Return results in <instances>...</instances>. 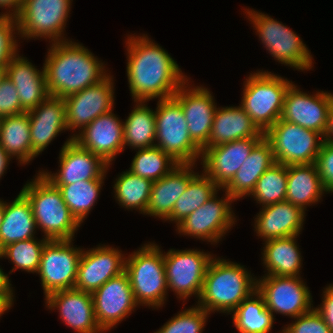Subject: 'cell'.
<instances>
[{
  "label": "cell",
  "instance_id": "obj_39",
  "mask_svg": "<svg viewBox=\"0 0 333 333\" xmlns=\"http://www.w3.org/2000/svg\"><path fill=\"white\" fill-rule=\"evenodd\" d=\"M136 154L131 161V173L152 182L169 174L179 163L159 147L136 149Z\"/></svg>",
  "mask_w": 333,
  "mask_h": 333
},
{
  "label": "cell",
  "instance_id": "obj_18",
  "mask_svg": "<svg viewBox=\"0 0 333 333\" xmlns=\"http://www.w3.org/2000/svg\"><path fill=\"white\" fill-rule=\"evenodd\" d=\"M189 78L173 95L180 103L191 139L203 149L212 131L217 103L204 85L190 84Z\"/></svg>",
  "mask_w": 333,
  "mask_h": 333
},
{
  "label": "cell",
  "instance_id": "obj_16",
  "mask_svg": "<svg viewBox=\"0 0 333 333\" xmlns=\"http://www.w3.org/2000/svg\"><path fill=\"white\" fill-rule=\"evenodd\" d=\"M92 297L96 322L105 333L116 327L139 307L125 271L109 279L92 293Z\"/></svg>",
  "mask_w": 333,
  "mask_h": 333
},
{
  "label": "cell",
  "instance_id": "obj_25",
  "mask_svg": "<svg viewBox=\"0 0 333 333\" xmlns=\"http://www.w3.org/2000/svg\"><path fill=\"white\" fill-rule=\"evenodd\" d=\"M306 212L288 201L260 207L254 218V232L264 242L300 235L303 230Z\"/></svg>",
  "mask_w": 333,
  "mask_h": 333
},
{
  "label": "cell",
  "instance_id": "obj_9",
  "mask_svg": "<svg viewBox=\"0 0 333 333\" xmlns=\"http://www.w3.org/2000/svg\"><path fill=\"white\" fill-rule=\"evenodd\" d=\"M73 0H24L15 16L18 38L68 41L64 32Z\"/></svg>",
  "mask_w": 333,
  "mask_h": 333
},
{
  "label": "cell",
  "instance_id": "obj_15",
  "mask_svg": "<svg viewBox=\"0 0 333 333\" xmlns=\"http://www.w3.org/2000/svg\"><path fill=\"white\" fill-rule=\"evenodd\" d=\"M114 88V77L109 72L100 82L64 98L67 130L76 132L70 135L72 138L98 116L113 110Z\"/></svg>",
  "mask_w": 333,
  "mask_h": 333
},
{
  "label": "cell",
  "instance_id": "obj_11",
  "mask_svg": "<svg viewBox=\"0 0 333 333\" xmlns=\"http://www.w3.org/2000/svg\"><path fill=\"white\" fill-rule=\"evenodd\" d=\"M220 198L218 191L198 209L175 226L179 235L194 237L197 240L218 244L236 224V214L232 203L236 202L226 190Z\"/></svg>",
  "mask_w": 333,
  "mask_h": 333
},
{
  "label": "cell",
  "instance_id": "obj_29",
  "mask_svg": "<svg viewBox=\"0 0 333 333\" xmlns=\"http://www.w3.org/2000/svg\"><path fill=\"white\" fill-rule=\"evenodd\" d=\"M270 143L263 137L251 150L232 180L223 188L235 200L249 197L261 175L275 163Z\"/></svg>",
  "mask_w": 333,
  "mask_h": 333
},
{
  "label": "cell",
  "instance_id": "obj_33",
  "mask_svg": "<svg viewBox=\"0 0 333 333\" xmlns=\"http://www.w3.org/2000/svg\"><path fill=\"white\" fill-rule=\"evenodd\" d=\"M0 146L11 158H15L20 166L28 165L34 160L28 112L1 118Z\"/></svg>",
  "mask_w": 333,
  "mask_h": 333
},
{
  "label": "cell",
  "instance_id": "obj_53",
  "mask_svg": "<svg viewBox=\"0 0 333 333\" xmlns=\"http://www.w3.org/2000/svg\"><path fill=\"white\" fill-rule=\"evenodd\" d=\"M7 77L6 65H0V83Z\"/></svg>",
  "mask_w": 333,
  "mask_h": 333
},
{
  "label": "cell",
  "instance_id": "obj_1",
  "mask_svg": "<svg viewBox=\"0 0 333 333\" xmlns=\"http://www.w3.org/2000/svg\"><path fill=\"white\" fill-rule=\"evenodd\" d=\"M126 75L132 100L167 99L189 79L168 52L146 34H128Z\"/></svg>",
  "mask_w": 333,
  "mask_h": 333
},
{
  "label": "cell",
  "instance_id": "obj_34",
  "mask_svg": "<svg viewBox=\"0 0 333 333\" xmlns=\"http://www.w3.org/2000/svg\"><path fill=\"white\" fill-rule=\"evenodd\" d=\"M134 107L124 121V150L143 149L155 146V111L148 107L147 101H134Z\"/></svg>",
  "mask_w": 333,
  "mask_h": 333
},
{
  "label": "cell",
  "instance_id": "obj_27",
  "mask_svg": "<svg viewBox=\"0 0 333 333\" xmlns=\"http://www.w3.org/2000/svg\"><path fill=\"white\" fill-rule=\"evenodd\" d=\"M17 52L6 65L7 78L15 85L21 107L26 111L36 108L48 96L44 66L36 68L29 59Z\"/></svg>",
  "mask_w": 333,
  "mask_h": 333
},
{
  "label": "cell",
  "instance_id": "obj_30",
  "mask_svg": "<svg viewBox=\"0 0 333 333\" xmlns=\"http://www.w3.org/2000/svg\"><path fill=\"white\" fill-rule=\"evenodd\" d=\"M325 192L315 163L287 165L286 201L305 212L307 206L321 202Z\"/></svg>",
  "mask_w": 333,
  "mask_h": 333
},
{
  "label": "cell",
  "instance_id": "obj_4",
  "mask_svg": "<svg viewBox=\"0 0 333 333\" xmlns=\"http://www.w3.org/2000/svg\"><path fill=\"white\" fill-rule=\"evenodd\" d=\"M20 192L30 202L37 230L48 240H73L81 224L72 215L61 191L41 171Z\"/></svg>",
  "mask_w": 333,
  "mask_h": 333
},
{
  "label": "cell",
  "instance_id": "obj_45",
  "mask_svg": "<svg viewBox=\"0 0 333 333\" xmlns=\"http://www.w3.org/2000/svg\"><path fill=\"white\" fill-rule=\"evenodd\" d=\"M315 164L326 193H333V143L323 141Z\"/></svg>",
  "mask_w": 333,
  "mask_h": 333
},
{
  "label": "cell",
  "instance_id": "obj_46",
  "mask_svg": "<svg viewBox=\"0 0 333 333\" xmlns=\"http://www.w3.org/2000/svg\"><path fill=\"white\" fill-rule=\"evenodd\" d=\"M26 112L19 101L15 85L6 77L0 83V117Z\"/></svg>",
  "mask_w": 333,
  "mask_h": 333
},
{
  "label": "cell",
  "instance_id": "obj_38",
  "mask_svg": "<svg viewBox=\"0 0 333 333\" xmlns=\"http://www.w3.org/2000/svg\"><path fill=\"white\" fill-rule=\"evenodd\" d=\"M105 178L78 181L74 184L55 185L72 215L82 225L100 196Z\"/></svg>",
  "mask_w": 333,
  "mask_h": 333
},
{
  "label": "cell",
  "instance_id": "obj_41",
  "mask_svg": "<svg viewBox=\"0 0 333 333\" xmlns=\"http://www.w3.org/2000/svg\"><path fill=\"white\" fill-rule=\"evenodd\" d=\"M49 240L31 238L28 240L17 241L4 247L0 252L4 259H8L14 265L9 274L16 270L28 273H37L43 248Z\"/></svg>",
  "mask_w": 333,
  "mask_h": 333
},
{
  "label": "cell",
  "instance_id": "obj_24",
  "mask_svg": "<svg viewBox=\"0 0 333 333\" xmlns=\"http://www.w3.org/2000/svg\"><path fill=\"white\" fill-rule=\"evenodd\" d=\"M32 157L39 156L59 135L67 131L64 98L48 96L36 108L28 111Z\"/></svg>",
  "mask_w": 333,
  "mask_h": 333
},
{
  "label": "cell",
  "instance_id": "obj_6",
  "mask_svg": "<svg viewBox=\"0 0 333 333\" xmlns=\"http://www.w3.org/2000/svg\"><path fill=\"white\" fill-rule=\"evenodd\" d=\"M243 13L275 61L298 71H309L314 67L310 50L290 27L253 8H245Z\"/></svg>",
  "mask_w": 333,
  "mask_h": 333
},
{
  "label": "cell",
  "instance_id": "obj_23",
  "mask_svg": "<svg viewBox=\"0 0 333 333\" xmlns=\"http://www.w3.org/2000/svg\"><path fill=\"white\" fill-rule=\"evenodd\" d=\"M44 300L45 307L58 310L61 321L76 333H104L96 322L92 293L61 290L49 294Z\"/></svg>",
  "mask_w": 333,
  "mask_h": 333
},
{
  "label": "cell",
  "instance_id": "obj_32",
  "mask_svg": "<svg viewBox=\"0 0 333 333\" xmlns=\"http://www.w3.org/2000/svg\"><path fill=\"white\" fill-rule=\"evenodd\" d=\"M36 230L30 202L21 192L12 202L4 201V217L0 227V251L17 241L36 238Z\"/></svg>",
  "mask_w": 333,
  "mask_h": 333
},
{
  "label": "cell",
  "instance_id": "obj_20",
  "mask_svg": "<svg viewBox=\"0 0 333 333\" xmlns=\"http://www.w3.org/2000/svg\"><path fill=\"white\" fill-rule=\"evenodd\" d=\"M332 99L331 92L318 90L308 94L293 82L285 94L280 119L316 131L324 137Z\"/></svg>",
  "mask_w": 333,
  "mask_h": 333
},
{
  "label": "cell",
  "instance_id": "obj_49",
  "mask_svg": "<svg viewBox=\"0 0 333 333\" xmlns=\"http://www.w3.org/2000/svg\"><path fill=\"white\" fill-rule=\"evenodd\" d=\"M24 0H0V8L3 12H0V15L13 16L15 17L22 8Z\"/></svg>",
  "mask_w": 333,
  "mask_h": 333
},
{
  "label": "cell",
  "instance_id": "obj_26",
  "mask_svg": "<svg viewBox=\"0 0 333 333\" xmlns=\"http://www.w3.org/2000/svg\"><path fill=\"white\" fill-rule=\"evenodd\" d=\"M197 164H179L169 174L154 181L146 215L166 220L177 199L184 193L189 181L198 173Z\"/></svg>",
  "mask_w": 333,
  "mask_h": 333
},
{
  "label": "cell",
  "instance_id": "obj_43",
  "mask_svg": "<svg viewBox=\"0 0 333 333\" xmlns=\"http://www.w3.org/2000/svg\"><path fill=\"white\" fill-rule=\"evenodd\" d=\"M18 29L13 16L0 15V65H7L18 51Z\"/></svg>",
  "mask_w": 333,
  "mask_h": 333
},
{
  "label": "cell",
  "instance_id": "obj_36",
  "mask_svg": "<svg viewBox=\"0 0 333 333\" xmlns=\"http://www.w3.org/2000/svg\"><path fill=\"white\" fill-rule=\"evenodd\" d=\"M220 190L211 178L200 171L189 181L184 193L175 202L172 214L165 221L177 226Z\"/></svg>",
  "mask_w": 333,
  "mask_h": 333
},
{
  "label": "cell",
  "instance_id": "obj_54",
  "mask_svg": "<svg viewBox=\"0 0 333 333\" xmlns=\"http://www.w3.org/2000/svg\"><path fill=\"white\" fill-rule=\"evenodd\" d=\"M4 217V200L0 199V227Z\"/></svg>",
  "mask_w": 333,
  "mask_h": 333
},
{
  "label": "cell",
  "instance_id": "obj_28",
  "mask_svg": "<svg viewBox=\"0 0 333 333\" xmlns=\"http://www.w3.org/2000/svg\"><path fill=\"white\" fill-rule=\"evenodd\" d=\"M262 132L251 117L239 106L216 108L212 131L204 148L245 138H263Z\"/></svg>",
  "mask_w": 333,
  "mask_h": 333
},
{
  "label": "cell",
  "instance_id": "obj_47",
  "mask_svg": "<svg viewBox=\"0 0 333 333\" xmlns=\"http://www.w3.org/2000/svg\"><path fill=\"white\" fill-rule=\"evenodd\" d=\"M322 303L315 307L333 333V284L323 288Z\"/></svg>",
  "mask_w": 333,
  "mask_h": 333
},
{
  "label": "cell",
  "instance_id": "obj_50",
  "mask_svg": "<svg viewBox=\"0 0 333 333\" xmlns=\"http://www.w3.org/2000/svg\"><path fill=\"white\" fill-rule=\"evenodd\" d=\"M323 138L325 141L333 143V99L330 102L327 126Z\"/></svg>",
  "mask_w": 333,
  "mask_h": 333
},
{
  "label": "cell",
  "instance_id": "obj_13",
  "mask_svg": "<svg viewBox=\"0 0 333 333\" xmlns=\"http://www.w3.org/2000/svg\"><path fill=\"white\" fill-rule=\"evenodd\" d=\"M74 240H49L42 251L39 275L44 297L56 291L74 289L83 249Z\"/></svg>",
  "mask_w": 333,
  "mask_h": 333
},
{
  "label": "cell",
  "instance_id": "obj_48",
  "mask_svg": "<svg viewBox=\"0 0 333 333\" xmlns=\"http://www.w3.org/2000/svg\"><path fill=\"white\" fill-rule=\"evenodd\" d=\"M0 259H3L1 252ZM14 296V289L9 279V275L6 274L0 266V297L6 298L13 305L15 299Z\"/></svg>",
  "mask_w": 333,
  "mask_h": 333
},
{
  "label": "cell",
  "instance_id": "obj_52",
  "mask_svg": "<svg viewBox=\"0 0 333 333\" xmlns=\"http://www.w3.org/2000/svg\"><path fill=\"white\" fill-rule=\"evenodd\" d=\"M12 304L3 297H0V317L6 312L9 311L12 308Z\"/></svg>",
  "mask_w": 333,
  "mask_h": 333
},
{
  "label": "cell",
  "instance_id": "obj_5",
  "mask_svg": "<svg viewBox=\"0 0 333 333\" xmlns=\"http://www.w3.org/2000/svg\"><path fill=\"white\" fill-rule=\"evenodd\" d=\"M125 272L139 306L158 310L166 304L170 290L167 286L163 251L157 243H145L126 256Z\"/></svg>",
  "mask_w": 333,
  "mask_h": 333
},
{
  "label": "cell",
  "instance_id": "obj_51",
  "mask_svg": "<svg viewBox=\"0 0 333 333\" xmlns=\"http://www.w3.org/2000/svg\"><path fill=\"white\" fill-rule=\"evenodd\" d=\"M11 159L12 158L0 146V180L2 179V176H4V173H6V169L9 166Z\"/></svg>",
  "mask_w": 333,
  "mask_h": 333
},
{
  "label": "cell",
  "instance_id": "obj_44",
  "mask_svg": "<svg viewBox=\"0 0 333 333\" xmlns=\"http://www.w3.org/2000/svg\"><path fill=\"white\" fill-rule=\"evenodd\" d=\"M281 333H332L321 314L313 307L286 324Z\"/></svg>",
  "mask_w": 333,
  "mask_h": 333
},
{
  "label": "cell",
  "instance_id": "obj_12",
  "mask_svg": "<svg viewBox=\"0 0 333 333\" xmlns=\"http://www.w3.org/2000/svg\"><path fill=\"white\" fill-rule=\"evenodd\" d=\"M210 253L195 248L164 251L168 290L173 291L183 303L192 296L199 299L208 265L214 257Z\"/></svg>",
  "mask_w": 333,
  "mask_h": 333
},
{
  "label": "cell",
  "instance_id": "obj_35",
  "mask_svg": "<svg viewBox=\"0 0 333 333\" xmlns=\"http://www.w3.org/2000/svg\"><path fill=\"white\" fill-rule=\"evenodd\" d=\"M230 315L239 333H270L274 327L275 318L257 290L244 299Z\"/></svg>",
  "mask_w": 333,
  "mask_h": 333
},
{
  "label": "cell",
  "instance_id": "obj_40",
  "mask_svg": "<svg viewBox=\"0 0 333 333\" xmlns=\"http://www.w3.org/2000/svg\"><path fill=\"white\" fill-rule=\"evenodd\" d=\"M287 194V166L275 162L258 179L249 195L262 207L285 201Z\"/></svg>",
  "mask_w": 333,
  "mask_h": 333
},
{
  "label": "cell",
  "instance_id": "obj_21",
  "mask_svg": "<svg viewBox=\"0 0 333 333\" xmlns=\"http://www.w3.org/2000/svg\"><path fill=\"white\" fill-rule=\"evenodd\" d=\"M113 111L98 116L73 138L109 165L124 151V122Z\"/></svg>",
  "mask_w": 333,
  "mask_h": 333
},
{
  "label": "cell",
  "instance_id": "obj_31",
  "mask_svg": "<svg viewBox=\"0 0 333 333\" xmlns=\"http://www.w3.org/2000/svg\"><path fill=\"white\" fill-rule=\"evenodd\" d=\"M299 235L276 238L265 241L262 254V264L267 272L263 276L276 275L298 277L302 267L301 250L297 244Z\"/></svg>",
  "mask_w": 333,
  "mask_h": 333
},
{
  "label": "cell",
  "instance_id": "obj_37",
  "mask_svg": "<svg viewBox=\"0 0 333 333\" xmlns=\"http://www.w3.org/2000/svg\"><path fill=\"white\" fill-rule=\"evenodd\" d=\"M114 198L127 210H136L146 215L153 182L131 173L129 170L117 175L113 182Z\"/></svg>",
  "mask_w": 333,
  "mask_h": 333
},
{
  "label": "cell",
  "instance_id": "obj_2",
  "mask_svg": "<svg viewBox=\"0 0 333 333\" xmlns=\"http://www.w3.org/2000/svg\"><path fill=\"white\" fill-rule=\"evenodd\" d=\"M49 46L43 66L50 96L65 98L109 74L106 64L79 42L70 39Z\"/></svg>",
  "mask_w": 333,
  "mask_h": 333
},
{
  "label": "cell",
  "instance_id": "obj_19",
  "mask_svg": "<svg viewBox=\"0 0 333 333\" xmlns=\"http://www.w3.org/2000/svg\"><path fill=\"white\" fill-rule=\"evenodd\" d=\"M58 158L60 169L57 172L39 170L54 185L106 178L107 171L111 167L98 155L79 146L71 136L62 145Z\"/></svg>",
  "mask_w": 333,
  "mask_h": 333
},
{
  "label": "cell",
  "instance_id": "obj_3",
  "mask_svg": "<svg viewBox=\"0 0 333 333\" xmlns=\"http://www.w3.org/2000/svg\"><path fill=\"white\" fill-rule=\"evenodd\" d=\"M244 265L213 257L210 261L197 305L206 312L230 315L257 290V277Z\"/></svg>",
  "mask_w": 333,
  "mask_h": 333
},
{
  "label": "cell",
  "instance_id": "obj_42",
  "mask_svg": "<svg viewBox=\"0 0 333 333\" xmlns=\"http://www.w3.org/2000/svg\"><path fill=\"white\" fill-rule=\"evenodd\" d=\"M210 313L195 304L179 311L154 333H202Z\"/></svg>",
  "mask_w": 333,
  "mask_h": 333
},
{
  "label": "cell",
  "instance_id": "obj_7",
  "mask_svg": "<svg viewBox=\"0 0 333 333\" xmlns=\"http://www.w3.org/2000/svg\"><path fill=\"white\" fill-rule=\"evenodd\" d=\"M244 80L239 105L256 126L265 132L280 119L285 94L293 82L263 69L250 73Z\"/></svg>",
  "mask_w": 333,
  "mask_h": 333
},
{
  "label": "cell",
  "instance_id": "obj_8",
  "mask_svg": "<svg viewBox=\"0 0 333 333\" xmlns=\"http://www.w3.org/2000/svg\"><path fill=\"white\" fill-rule=\"evenodd\" d=\"M155 146L179 164H196L202 149L191 139L180 103L174 98L157 101Z\"/></svg>",
  "mask_w": 333,
  "mask_h": 333
},
{
  "label": "cell",
  "instance_id": "obj_17",
  "mask_svg": "<svg viewBox=\"0 0 333 333\" xmlns=\"http://www.w3.org/2000/svg\"><path fill=\"white\" fill-rule=\"evenodd\" d=\"M99 244L82 251L74 289L93 293L109 279L125 271L126 255L121 249Z\"/></svg>",
  "mask_w": 333,
  "mask_h": 333
},
{
  "label": "cell",
  "instance_id": "obj_10",
  "mask_svg": "<svg viewBox=\"0 0 333 333\" xmlns=\"http://www.w3.org/2000/svg\"><path fill=\"white\" fill-rule=\"evenodd\" d=\"M275 161L284 165L314 164L324 141L323 136L295 123L279 119L264 132Z\"/></svg>",
  "mask_w": 333,
  "mask_h": 333
},
{
  "label": "cell",
  "instance_id": "obj_14",
  "mask_svg": "<svg viewBox=\"0 0 333 333\" xmlns=\"http://www.w3.org/2000/svg\"><path fill=\"white\" fill-rule=\"evenodd\" d=\"M257 291L263 296L266 308L291 319L313 308L312 294L301 276L267 275L257 277Z\"/></svg>",
  "mask_w": 333,
  "mask_h": 333
},
{
  "label": "cell",
  "instance_id": "obj_22",
  "mask_svg": "<svg viewBox=\"0 0 333 333\" xmlns=\"http://www.w3.org/2000/svg\"><path fill=\"white\" fill-rule=\"evenodd\" d=\"M262 138H245L203 148L200 163L203 172L223 189L243 165L253 147Z\"/></svg>",
  "mask_w": 333,
  "mask_h": 333
}]
</instances>
